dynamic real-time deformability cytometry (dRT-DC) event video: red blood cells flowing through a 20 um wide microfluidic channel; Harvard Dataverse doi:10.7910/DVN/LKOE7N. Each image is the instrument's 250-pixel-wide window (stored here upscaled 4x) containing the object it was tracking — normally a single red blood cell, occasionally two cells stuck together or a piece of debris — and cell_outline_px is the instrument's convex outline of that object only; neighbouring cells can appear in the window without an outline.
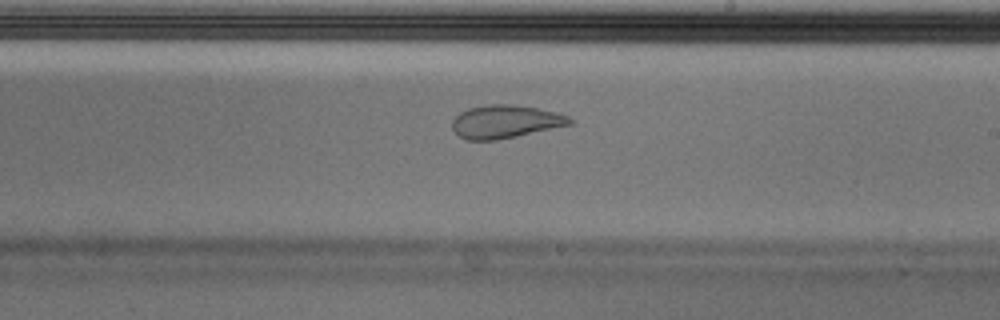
{"species": "Egyptian fruit bat (a non-hibernating species)", "species_latin": "Rousettus aegyptiacus", "temperature_condition": "cold", "stored_images_in_passage": 53, "camera_frame_rate_fps": 3000, "um_per_image_px": 0.085, "animal": {"sex": "male"}, "frame": {"image": 1, "passage_image": 31, "time_ms": 10.0, "image_size_px": [1000, 320], "cell_outline_px": [[572, 124], [516, 136], [496, 140], [468, 140], [460, 136], [452, 128], [452, 120], [460, 112], [468, 108], [492, 104], [512, 104], [536, 108], [556, 112], [568, 116], [572, 120]], "centroid_in_image_um": [42.94, 10.33], "position_along_channel_um": 246.1, "area_um2": 22.43}, "authors_computed_cell_mechanics": {"area_um2": 24.7962, "velocity_mm_per_s": 3.7035, "shape_relaxation_time_tau1_ms": null, "shape_relaxation_time_tau2_ms": 1.374, "deformation_change_tau1": null, "deformation_change_tau2": 0.0511}}